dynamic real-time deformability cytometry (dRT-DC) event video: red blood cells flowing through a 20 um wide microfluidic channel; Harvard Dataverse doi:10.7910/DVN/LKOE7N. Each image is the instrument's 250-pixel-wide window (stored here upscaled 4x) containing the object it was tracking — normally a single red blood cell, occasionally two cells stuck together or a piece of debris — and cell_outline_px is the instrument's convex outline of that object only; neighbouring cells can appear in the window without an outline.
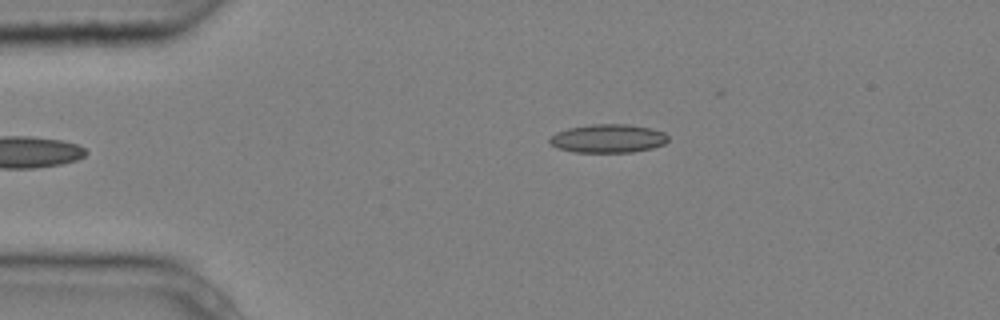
{"species": "common noctule bat (a hibernating species)", "species_latin": "Nyctalus noctula", "temperature_condition": "cold", "stored_images_in_passage": 4, "camera_frame_rate_fps": 3000, "um_per_image_px": 0.085, "animal": {"sex": "male", "body_mass_g": 20.4}, "frame": {"image": 1, "passage_image": 1, "time_ms": 0.0, "image_size_px": [1000, 320], "cell_outline_px": [[668, 140], [664, 144], [652, 148], [632, 152], [576, 152], [556, 148], [548, 140], [556, 132], [568, 128], [592, 124], [628, 124], [652, 128], [664, 132], [668, 136]], "centroid_in_image_um": [51.7, 11.76], "position_along_channel_um": 33.3, "area_um2": 19.71}}
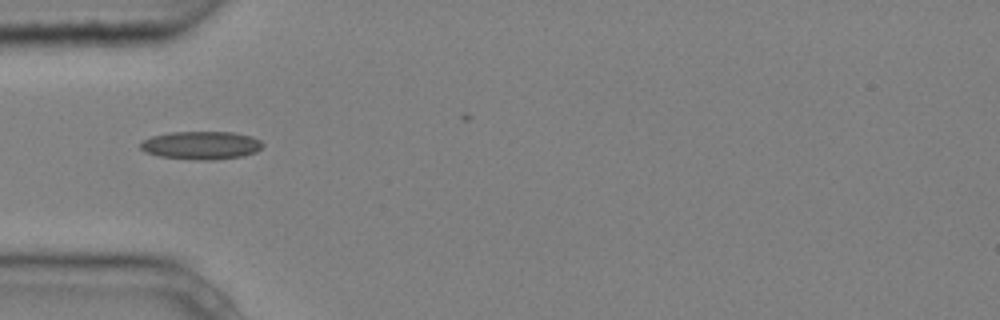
{"frame": {"image": 2, "passage_image": 3, "time_ms": 0.667, "image_size_px": [1000, 320], "cell_outline_px": [[264, 144], [256, 152], [244, 156], [212, 160], [200, 160], [160, 156], [148, 152], [140, 148], [140, 144], [144, 140], [152, 136], [168, 132], [232, 132], [252, 136], [260, 140]], "centroid_in_image_um": [17.14, 12.34], "position_along_channel_um": 67.9, "area_um2": 19.94}}